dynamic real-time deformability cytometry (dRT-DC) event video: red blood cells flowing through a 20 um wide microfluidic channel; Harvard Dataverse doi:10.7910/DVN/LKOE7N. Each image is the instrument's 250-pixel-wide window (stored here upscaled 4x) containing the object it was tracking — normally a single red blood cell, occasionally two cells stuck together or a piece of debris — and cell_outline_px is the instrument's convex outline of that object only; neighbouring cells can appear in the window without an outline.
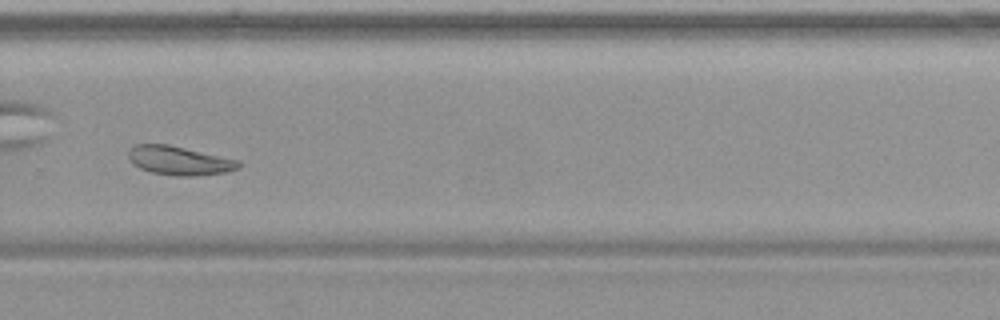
{"species": "common noctule bat (a hibernating species)", "species_latin": "Nyctalus noctula", "temperature_condition": "warm", "stored_images_in_passage": 36, "camera_frame_rate_fps": 3000, "um_per_image_px": 0.085, "animal": {"sex": "female", "body_mass_g": 19.9}, "frame": {"image": 1, "passage_image": 30, "time_ms": 9.667, "image_size_px": [1000, 320], "cell_outline_px": [[244, 164], [240, 168], [228, 172], [196, 176], [176, 176], [152, 172], [140, 168], [132, 164], [128, 156], [128, 152], [136, 144], [168, 144], [240, 160]], "centroid_in_image_um": [15.3, 13.66], "position_along_channel_um": 314.5, "area_um2": 18.73}}